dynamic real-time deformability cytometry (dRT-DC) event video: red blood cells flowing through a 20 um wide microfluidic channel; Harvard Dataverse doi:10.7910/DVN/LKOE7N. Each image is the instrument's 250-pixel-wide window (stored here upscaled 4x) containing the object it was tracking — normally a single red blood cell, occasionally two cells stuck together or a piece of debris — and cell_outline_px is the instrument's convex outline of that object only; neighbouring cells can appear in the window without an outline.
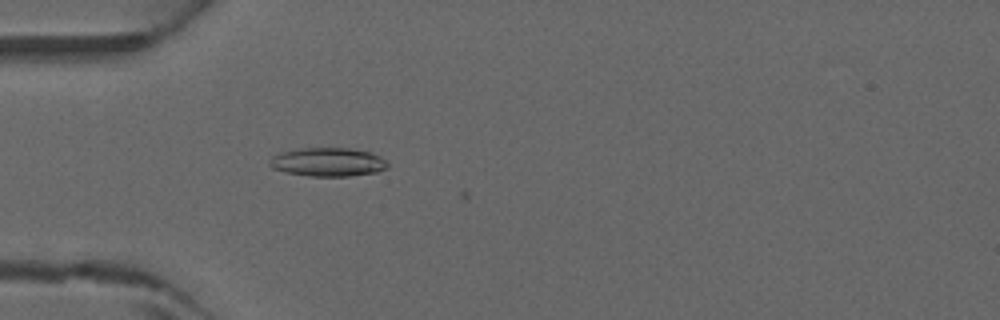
{"species": "common noctule bat (a hibernating species)", "species_latin": "Nyctalus noctula", "temperature_condition": "warm", "stored_images_in_passage": 15, "camera_frame_rate_fps": 3000, "um_per_image_px": 0.085, "animal": {"sex": "male", "forearm_length_mm": 52.5}, "frame": {"image": 1, "passage_image": 14, "time_ms": 4.333, "image_size_px": [1000, 320], "cell_outline_px": [[388, 168], [376, 172], [348, 176], [308, 176], [284, 172], [272, 168], [268, 164], [268, 160], [272, 156], [280, 152], [300, 148], [348, 148], [368, 152], [380, 156], [388, 164]], "centroid_in_image_um": [27.82, 13.78], "position_along_channel_um": 57.2, "area_um2": 19.77}}